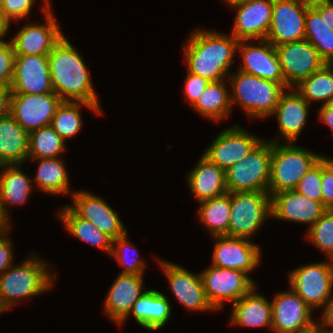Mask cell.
<instances>
[{"label":"cell","instance_id":"6da1fadb","mask_svg":"<svg viewBox=\"0 0 333 333\" xmlns=\"http://www.w3.org/2000/svg\"><path fill=\"white\" fill-rule=\"evenodd\" d=\"M48 60L54 92L63 101L86 102L100 110L83 58L64 36L54 45Z\"/></svg>","mask_w":333,"mask_h":333},{"label":"cell","instance_id":"7a4b0ae2","mask_svg":"<svg viewBox=\"0 0 333 333\" xmlns=\"http://www.w3.org/2000/svg\"><path fill=\"white\" fill-rule=\"evenodd\" d=\"M239 41L232 35L197 30L190 35L184 55L187 71L211 82L223 80L233 62Z\"/></svg>","mask_w":333,"mask_h":333},{"label":"cell","instance_id":"3957f363","mask_svg":"<svg viewBox=\"0 0 333 333\" xmlns=\"http://www.w3.org/2000/svg\"><path fill=\"white\" fill-rule=\"evenodd\" d=\"M272 141L270 178L268 193L271 195L295 190L299 181L313 168L323 156L290 144H277Z\"/></svg>","mask_w":333,"mask_h":333},{"label":"cell","instance_id":"277c9868","mask_svg":"<svg viewBox=\"0 0 333 333\" xmlns=\"http://www.w3.org/2000/svg\"><path fill=\"white\" fill-rule=\"evenodd\" d=\"M46 265L40 259L32 258L19 266H10L1 274L0 307L3 311L15 305L19 298L39 295L53 285L56 274L50 276Z\"/></svg>","mask_w":333,"mask_h":333},{"label":"cell","instance_id":"5b68a950","mask_svg":"<svg viewBox=\"0 0 333 333\" xmlns=\"http://www.w3.org/2000/svg\"><path fill=\"white\" fill-rule=\"evenodd\" d=\"M231 77L234 95L231 104L239 103L253 117L271 115L287 85H280L241 71Z\"/></svg>","mask_w":333,"mask_h":333},{"label":"cell","instance_id":"8992f818","mask_svg":"<svg viewBox=\"0 0 333 333\" xmlns=\"http://www.w3.org/2000/svg\"><path fill=\"white\" fill-rule=\"evenodd\" d=\"M272 142L261 141L243 160L225 171L227 192H268Z\"/></svg>","mask_w":333,"mask_h":333},{"label":"cell","instance_id":"52a82bcc","mask_svg":"<svg viewBox=\"0 0 333 333\" xmlns=\"http://www.w3.org/2000/svg\"><path fill=\"white\" fill-rule=\"evenodd\" d=\"M230 201L228 236L249 239L271 215V195L268 192H232Z\"/></svg>","mask_w":333,"mask_h":333},{"label":"cell","instance_id":"ba28073f","mask_svg":"<svg viewBox=\"0 0 333 333\" xmlns=\"http://www.w3.org/2000/svg\"><path fill=\"white\" fill-rule=\"evenodd\" d=\"M311 0H274L265 40L274 46L305 39V16Z\"/></svg>","mask_w":333,"mask_h":333},{"label":"cell","instance_id":"9c48e42d","mask_svg":"<svg viewBox=\"0 0 333 333\" xmlns=\"http://www.w3.org/2000/svg\"><path fill=\"white\" fill-rule=\"evenodd\" d=\"M291 289L310 308L325 305L333 298V263H314L295 269L289 274Z\"/></svg>","mask_w":333,"mask_h":333},{"label":"cell","instance_id":"30bf717a","mask_svg":"<svg viewBox=\"0 0 333 333\" xmlns=\"http://www.w3.org/2000/svg\"><path fill=\"white\" fill-rule=\"evenodd\" d=\"M200 275L207 299L215 310L223 306V300L234 304L255 288L253 280L240 270L211 265Z\"/></svg>","mask_w":333,"mask_h":333},{"label":"cell","instance_id":"8fae6325","mask_svg":"<svg viewBox=\"0 0 333 333\" xmlns=\"http://www.w3.org/2000/svg\"><path fill=\"white\" fill-rule=\"evenodd\" d=\"M62 102L54 91L44 94H12L10 114L30 133L49 126Z\"/></svg>","mask_w":333,"mask_h":333},{"label":"cell","instance_id":"7c38bea8","mask_svg":"<svg viewBox=\"0 0 333 333\" xmlns=\"http://www.w3.org/2000/svg\"><path fill=\"white\" fill-rule=\"evenodd\" d=\"M284 80L289 88L321 69L326 63L306 40L275 46Z\"/></svg>","mask_w":333,"mask_h":333},{"label":"cell","instance_id":"4fadbf2b","mask_svg":"<svg viewBox=\"0 0 333 333\" xmlns=\"http://www.w3.org/2000/svg\"><path fill=\"white\" fill-rule=\"evenodd\" d=\"M272 331L275 333H308L316 328L310 308L292 289L278 293L271 302Z\"/></svg>","mask_w":333,"mask_h":333},{"label":"cell","instance_id":"5bb4252c","mask_svg":"<svg viewBox=\"0 0 333 333\" xmlns=\"http://www.w3.org/2000/svg\"><path fill=\"white\" fill-rule=\"evenodd\" d=\"M261 141L238 126L228 128L217 136L203 156L226 171L243 160Z\"/></svg>","mask_w":333,"mask_h":333},{"label":"cell","instance_id":"9a60e30c","mask_svg":"<svg viewBox=\"0 0 333 333\" xmlns=\"http://www.w3.org/2000/svg\"><path fill=\"white\" fill-rule=\"evenodd\" d=\"M12 94L53 92L48 55H16Z\"/></svg>","mask_w":333,"mask_h":333},{"label":"cell","instance_id":"2e32d148","mask_svg":"<svg viewBox=\"0 0 333 333\" xmlns=\"http://www.w3.org/2000/svg\"><path fill=\"white\" fill-rule=\"evenodd\" d=\"M43 11L45 25H26L12 38L15 55H49L54 45L63 37L50 10L49 0H45Z\"/></svg>","mask_w":333,"mask_h":333},{"label":"cell","instance_id":"e0dca14e","mask_svg":"<svg viewBox=\"0 0 333 333\" xmlns=\"http://www.w3.org/2000/svg\"><path fill=\"white\" fill-rule=\"evenodd\" d=\"M217 243L212 265L225 269L252 271L260 262V249L249 239L227 235L214 236Z\"/></svg>","mask_w":333,"mask_h":333},{"label":"cell","instance_id":"ac0fdd59","mask_svg":"<svg viewBox=\"0 0 333 333\" xmlns=\"http://www.w3.org/2000/svg\"><path fill=\"white\" fill-rule=\"evenodd\" d=\"M274 0H251L235 5L237 14L232 35L238 41L265 40L272 19Z\"/></svg>","mask_w":333,"mask_h":333},{"label":"cell","instance_id":"d6986e66","mask_svg":"<svg viewBox=\"0 0 333 333\" xmlns=\"http://www.w3.org/2000/svg\"><path fill=\"white\" fill-rule=\"evenodd\" d=\"M75 206H69L79 217L93 223L112 240L127 231L114 210L103 199L88 192H73Z\"/></svg>","mask_w":333,"mask_h":333},{"label":"cell","instance_id":"ffe728a7","mask_svg":"<svg viewBox=\"0 0 333 333\" xmlns=\"http://www.w3.org/2000/svg\"><path fill=\"white\" fill-rule=\"evenodd\" d=\"M245 43L246 41H239L237 46L244 61L239 71L286 85L275 46L267 40L260 41L262 45L259 46Z\"/></svg>","mask_w":333,"mask_h":333},{"label":"cell","instance_id":"44dd1931","mask_svg":"<svg viewBox=\"0 0 333 333\" xmlns=\"http://www.w3.org/2000/svg\"><path fill=\"white\" fill-rule=\"evenodd\" d=\"M160 264L169 280L173 294L190 310H214L204 291L201 275L164 261Z\"/></svg>","mask_w":333,"mask_h":333},{"label":"cell","instance_id":"7402d4cb","mask_svg":"<svg viewBox=\"0 0 333 333\" xmlns=\"http://www.w3.org/2000/svg\"><path fill=\"white\" fill-rule=\"evenodd\" d=\"M273 218L309 223L312 226L328 210L322 203L307 198L295 190L282 191L271 196Z\"/></svg>","mask_w":333,"mask_h":333},{"label":"cell","instance_id":"603a6c76","mask_svg":"<svg viewBox=\"0 0 333 333\" xmlns=\"http://www.w3.org/2000/svg\"><path fill=\"white\" fill-rule=\"evenodd\" d=\"M143 276L135 274L118 275L105 300L104 309L114 321L122 324L131 314L134 303L143 294Z\"/></svg>","mask_w":333,"mask_h":333},{"label":"cell","instance_id":"cb8c5ba5","mask_svg":"<svg viewBox=\"0 0 333 333\" xmlns=\"http://www.w3.org/2000/svg\"><path fill=\"white\" fill-rule=\"evenodd\" d=\"M309 103L297 91L282 93L272 115L276 114L280 133L288 143H293L303 130Z\"/></svg>","mask_w":333,"mask_h":333},{"label":"cell","instance_id":"d4e9b609","mask_svg":"<svg viewBox=\"0 0 333 333\" xmlns=\"http://www.w3.org/2000/svg\"><path fill=\"white\" fill-rule=\"evenodd\" d=\"M28 150L29 133L11 114L0 119V165H22Z\"/></svg>","mask_w":333,"mask_h":333},{"label":"cell","instance_id":"484cf974","mask_svg":"<svg viewBox=\"0 0 333 333\" xmlns=\"http://www.w3.org/2000/svg\"><path fill=\"white\" fill-rule=\"evenodd\" d=\"M187 176L191 191L199 202L227 193L225 171L204 156Z\"/></svg>","mask_w":333,"mask_h":333},{"label":"cell","instance_id":"4316f807","mask_svg":"<svg viewBox=\"0 0 333 333\" xmlns=\"http://www.w3.org/2000/svg\"><path fill=\"white\" fill-rule=\"evenodd\" d=\"M253 288L233 304L231 324L245 327H272V306Z\"/></svg>","mask_w":333,"mask_h":333},{"label":"cell","instance_id":"83f0119b","mask_svg":"<svg viewBox=\"0 0 333 333\" xmlns=\"http://www.w3.org/2000/svg\"><path fill=\"white\" fill-rule=\"evenodd\" d=\"M131 312L141 326L157 330L169 320L171 306L165 295L157 290H148L134 303Z\"/></svg>","mask_w":333,"mask_h":333},{"label":"cell","instance_id":"f1b7e54d","mask_svg":"<svg viewBox=\"0 0 333 333\" xmlns=\"http://www.w3.org/2000/svg\"><path fill=\"white\" fill-rule=\"evenodd\" d=\"M21 165H0L5 171L0 175V200L3 211L8 216L5 203H25L31 193V179L19 169Z\"/></svg>","mask_w":333,"mask_h":333},{"label":"cell","instance_id":"f546056e","mask_svg":"<svg viewBox=\"0 0 333 333\" xmlns=\"http://www.w3.org/2000/svg\"><path fill=\"white\" fill-rule=\"evenodd\" d=\"M224 82V79L210 82L193 105L202 116L216 121L228 116L232 104L226 88L227 82Z\"/></svg>","mask_w":333,"mask_h":333},{"label":"cell","instance_id":"4dcf8cb0","mask_svg":"<svg viewBox=\"0 0 333 333\" xmlns=\"http://www.w3.org/2000/svg\"><path fill=\"white\" fill-rule=\"evenodd\" d=\"M59 217L67 230L75 237L111 254L112 239L107 234L100 231L93 223L79 217L69 205H66V207L59 212Z\"/></svg>","mask_w":333,"mask_h":333},{"label":"cell","instance_id":"1f68e13d","mask_svg":"<svg viewBox=\"0 0 333 333\" xmlns=\"http://www.w3.org/2000/svg\"><path fill=\"white\" fill-rule=\"evenodd\" d=\"M199 203L200 220L210 229L213 237L223 235L228 236L231 211L230 193L227 192L224 195L207 199Z\"/></svg>","mask_w":333,"mask_h":333},{"label":"cell","instance_id":"d6a6232c","mask_svg":"<svg viewBox=\"0 0 333 333\" xmlns=\"http://www.w3.org/2000/svg\"><path fill=\"white\" fill-rule=\"evenodd\" d=\"M310 6L305 16V39L317 50L326 64L333 63V30Z\"/></svg>","mask_w":333,"mask_h":333},{"label":"cell","instance_id":"836d02e7","mask_svg":"<svg viewBox=\"0 0 333 333\" xmlns=\"http://www.w3.org/2000/svg\"><path fill=\"white\" fill-rule=\"evenodd\" d=\"M35 180L38 188L50 194L64 193L69 191V175L62 160L56 158H40Z\"/></svg>","mask_w":333,"mask_h":333},{"label":"cell","instance_id":"e575fe53","mask_svg":"<svg viewBox=\"0 0 333 333\" xmlns=\"http://www.w3.org/2000/svg\"><path fill=\"white\" fill-rule=\"evenodd\" d=\"M296 86L308 103L322 100L324 104L333 102V64H325Z\"/></svg>","mask_w":333,"mask_h":333},{"label":"cell","instance_id":"d590c367","mask_svg":"<svg viewBox=\"0 0 333 333\" xmlns=\"http://www.w3.org/2000/svg\"><path fill=\"white\" fill-rule=\"evenodd\" d=\"M82 104L92 109L97 114L102 113L93 104H89L86 102L63 101L61 105L57 108V111L53 116L50 125L61 136V138L64 141L67 138L75 136L79 132V130H81L83 121L81 119L79 107Z\"/></svg>","mask_w":333,"mask_h":333},{"label":"cell","instance_id":"8d00e7d4","mask_svg":"<svg viewBox=\"0 0 333 333\" xmlns=\"http://www.w3.org/2000/svg\"><path fill=\"white\" fill-rule=\"evenodd\" d=\"M65 150V141L51 125L29 133L28 157L56 158Z\"/></svg>","mask_w":333,"mask_h":333},{"label":"cell","instance_id":"74e56055","mask_svg":"<svg viewBox=\"0 0 333 333\" xmlns=\"http://www.w3.org/2000/svg\"><path fill=\"white\" fill-rule=\"evenodd\" d=\"M307 238L333 261V210H326L309 228Z\"/></svg>","mask_w":333,"mask_h":333},{"label":"cell","instance_id":"f35d334b","mask_svg":"<svg viewBox=\"0 0 333 333\" xmlns=\"http://www.w3.org/2000/svg\"><path fill=\"white\" fill-rule=\"evenodd\" d=\"M127 241V232L120 237L112 240V252L111 255L116 257L119 264L125 265V269L121 271V274H135V275H143L144 270V262L137 258H132V260H127V249L130 248V251H135L134 246L132 247ZM114 245L118 247L115 248ZM131 246V247H130ZM127 254V255H126Z\"/></svg>","mask_w":333,"mask_h":333},{"label":"cell","instance_id":"ab89813d","mask_svg":"<svg viewBox=\"0 0 333 333\" xmlns=\"http://www.w3.org/2000/svg\"><path fill=\"white\" fill-rule=\"evenodd\" d=\"M321 160L299 181L295 191L312 200L322 203Z\"/></svg>","mask_w":333,"mask_h":333},{"label":"cell","instance_id":"60d3db41","mask_svg":"<svg viewBox=\"0 0 333 333\" xmlns=\"http://www.w3.org/2000/svg\"><path fill=\"white\" fill-rule=\"evenodd\" d=\"M15 56L11 41L0 40V84L2 85L12 84Z\"/></svg>","mask_w":333,"mask_h":333},{"label":"cell","instance_id":"b9f144b4","mask_svg":"<svg viewBox=\"0 0 333 333\" xmlns=\"http://www.w3.org/2000/svg\"><path fill=\"white\" fill-rule=\"evenodd\" d=\"M322 204L333 210V160L323 156L321 159Z\"/></svg>","mask_w":333,"mask_h":333},{"label":"cell","instance_id":"7bdbcfd3","mask_svg":"<svg viewBox=\"0 0 333 333\" xmlns=\"http://www.w3.org/2000/svg\"><path fill=\"white\" fill-rule=\"evenodd\" d=\"M34 3L35 0H3L2 15L8 23L10 20L22 19L30 13Z\"/></svg>","mask_w":333,"mask_h":333},{"label":"cell","instance_id":"ee69618b","mask_svg":"<svg viewBox=\"0 0 333 333\" xmlns=\"http://www.w3.org/2000/svg\"><path fill=\"white\" fill-rule=\"evenodd\" d=\"M210 82L211 81L208 79L195 75L191 72L187 73L184 91L190 104L194 105L196 103L199 96Z\"/></svg>","mask_w":333,"mask_h":333},{"label":"cell","instance_id":"f6af8a7d","mask_svg":"<svg viewBox=\"0 0 333 333\" xmlns=\"http://www.w3.org/2000/svg\"><path fill=\"white\" fill-rule=\"evenodd\" d=\"M311 7L324 19L326 26L333 30V2L330 0H311Z\"/></svg>","mask_w":333,"mask_h":333},{"label":"cell","instance_id":"bcb514c9","mask_svg":"<svg viewBox=\"0 0 333 333\" xmlns=\"http://www.w3.org/2000/svg\"><path fill=\"white\" fill-rule=\"evenodd\" d=\"M11 242L5 237V233L0 234V274L4 273L13 262Z\"/></svg>","mask_w":333,"mask_h":333},{"label":"cell","instance_id":"7dc6e473","mask_svg":"<svg viewBox=\"0 0 333 333\" xmlns=\"http://www.w3.org/2000/svg\"><path fill=\"white\" fill-rule=\"evenodd\" d=\"M11 96V85L0 84V119L10 114Z\"/></svg>","mask_w":333,"mask_h":333},{"label":"cell","instance_id":"c3c4849f","mask_svg":"<svg viewBox=\"0 0 333 333\" xmlns=\"http://www.w3.org/2000/svg\"><path fill=\"white\" fill-rule=\"evenodd\" d=\"M325 312L323 314V319H322V326H319L318 323L316 325V328L321 332V333H333V330L328 331L329 329H325V326L327 327H332L333 326V298L329 300L325 304Z\"/></svg>","mask_w":333,"mask_h":333},{"label":"cell","instance_id":"681fc988","mask_svg":"<svg viewBox=\"0 0 333 333\" xmlns=\"http://www.w3.org/2000/svg\"><path fill=\"white\" fill-rule=\"evenodd\" d=\"M320 120L326 123L333 132V102L323 104L319 111Z\"/></svg>","mask_w":333,"mask_h":333},{"label":"cell","instance_id":"f907efd6","mask_svg":"<svg viewBox=\"0 0 333 333\" xmlns=\"http://www.w3.org/2000/svg\"><path fill=\"white\" fill-rule=\"evenodd\" d=\"M9 217L5 214L0 200V234L7 233L9 230Z\"/></svg>","mask_w":333,"mask_h":333},{"label":"cell","instance_id":"816d5d0a","mask_svg":"<svg viewBox=\"0 0 333 333\" xmlns=\"http://www.w3.org/2000/svg\"><path fill=\"white\" fill-rule=\"evenodd\" d=\"M9 27L10 24L4 19L2 11L0 9V38L5 36L6 32H8Z\"/></svg>","mask_w":333,"mask_h":333},{"label":"cell","instance_id":"f5cc1de1","mask_svg":"<svg viewBox=\"0 0 333 333\" xmlns=\"http://www.w3.org/2000/svg\"><path fill=\"white\" fill-rule=\"evenodd\" d=\"M226 1L229 5H231L232 7L241 3H245V2H249L251 0H224Z\"/></svg>","mask_w":333,"mask_h":333},{"label":"cell","instance_id":"db71d44e","mask_svg":"<svg viewBox=\"0 0 333 333\" xmlns=\"http://www.w3.org/2000/svg\"><path fill=\"white\" fill-rule=\"evenodd\" d=\"M308 333H317V328H315L314 330L308 332Z\"/></svg>","mask_w":333,"mask_h":333},{"label":"cell","instance_id":"11a10c76","mask_svg":"<svg viewBox=\"0 0 333 333\" xmlns=\"http://www.w3.org/2000/svg\"><path fill=\"white\" fill-rule=\"evenodd\" d=\"M2 2H3V0H0V9H1V7H2Z\"/></svg>","mask_w":333,"mask_h":333}]
</instances>
